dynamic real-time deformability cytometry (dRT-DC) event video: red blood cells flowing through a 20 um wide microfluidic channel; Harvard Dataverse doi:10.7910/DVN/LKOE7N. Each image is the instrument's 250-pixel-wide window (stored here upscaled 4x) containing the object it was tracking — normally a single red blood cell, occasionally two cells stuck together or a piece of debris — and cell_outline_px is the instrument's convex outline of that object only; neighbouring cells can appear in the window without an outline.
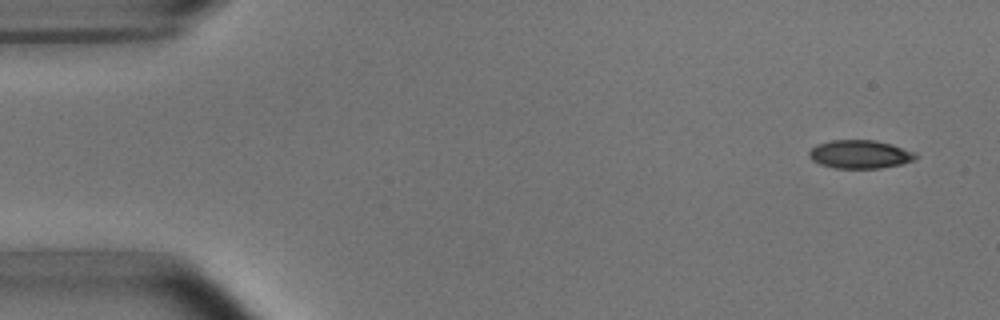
{"species": "common noctule bat (a hibernating species)", "species_latin": "Nyctalus noctula", "temperature_condition": "room temperature", "stored_images_in_passage": 5, "camera_frame_rate_fps": 3000, "um_per_image_px": 0.085, "animal": {"sex": "male", "body_mass_g": 15.6}, "frame": {"image": 1, "passage_image": 1, "time_ms": 0.0, "image_size_px": [1000, 320], "cell_outline_px": [[920, 156], [916, 160], [900, 164], [880, 168], [836, 168], [820, 164], [812, 160], [808, 156], [808, 152], [816, 144], [832, 140], [876, 140], [892, 144], [916, 152]], "centroid_in_image_um": [73.13, 13.11], "position_along_channel_um": 11.9, "area_um2": 17.8}}
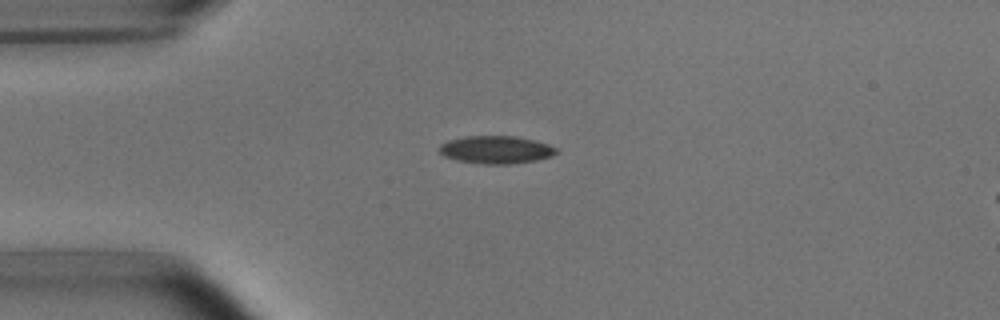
{"frame": {"image": 2, "passage_image": 4, "time_ms": 3.333, "image_size_px": [1000, 320], "cell_outline_px": [[560, 152], [552, 156], [536, 160], [508, 164], [484, 164], [456, 160], [444, 156], [440, 152], [440, 144], [448, 140], [464, 136], [516, 136], [536, 140], [548, 144], [556, 148]], "centroid_in_image_um": [42.18, 12.72], "position_along_channel_um": 42.8, "area_um2": 19.02}}